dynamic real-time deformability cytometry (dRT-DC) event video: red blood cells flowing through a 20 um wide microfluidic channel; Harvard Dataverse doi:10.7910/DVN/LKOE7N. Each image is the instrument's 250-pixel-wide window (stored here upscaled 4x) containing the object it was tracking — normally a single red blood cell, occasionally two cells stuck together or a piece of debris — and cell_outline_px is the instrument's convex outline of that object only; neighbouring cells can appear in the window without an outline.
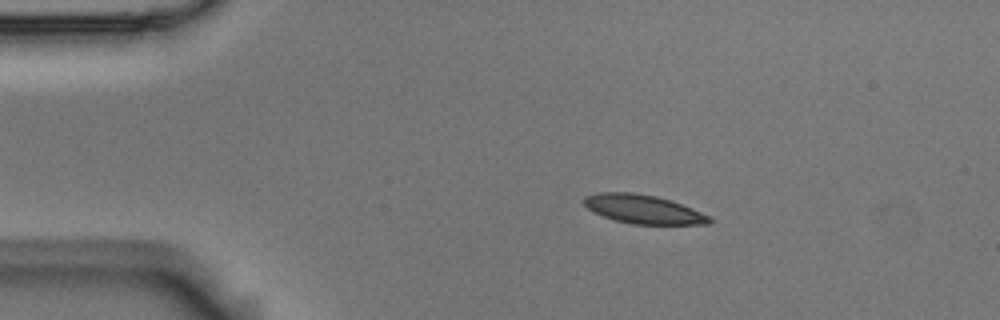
{"species": "Egyptian fruit bat (a non-hibernating species)", "species_latin": "Rousettus aegyptiacus", "temperature_condition": "room temperature", "stored_images_in_passage": 7, "camera_frame_rate_fps": 3000, "um_per_image_px": 0.085, "animal": {"sex": "male"}, "frame": {"image": 1, "passage_image": 2, "time_ms": 0.333, "image_size_px": [1000, 320], "cell_outline_px": [[712, 220], [708, 224], [632, 224], [616, 220], [604, 216], [588, 208], [584, 204], [584, 196], [600, 192], [632, 192], [656, 196], [672, 200], [712, 216]], "centroid_in_image_um": [54.72, 17.77], "position_along_channel_um": 30.3, "area_um2": 20.98}}
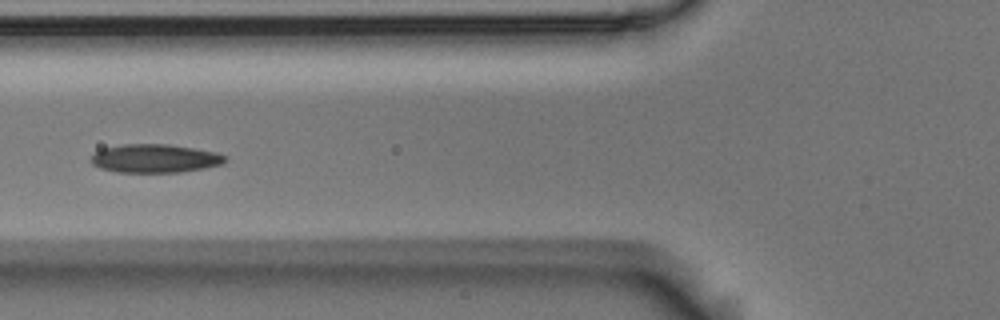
{"frame": {"image": 2, "passage_image": 5, "time_ms": 1.333, "image_size_px": [1000, 320], "cell_outline_px": [[228, 160], [224, 164], [204, 168], [180, 172], [116, 172], [100, 168], [92, 164], [88, 160], [100, 148], [124, 144], [168, 144], [216, 152], [228, 156]], "centroid_in_image_um": [13.17, 13.47], "position_along_channel_um": 112.6, "area_um2": 22.48}}
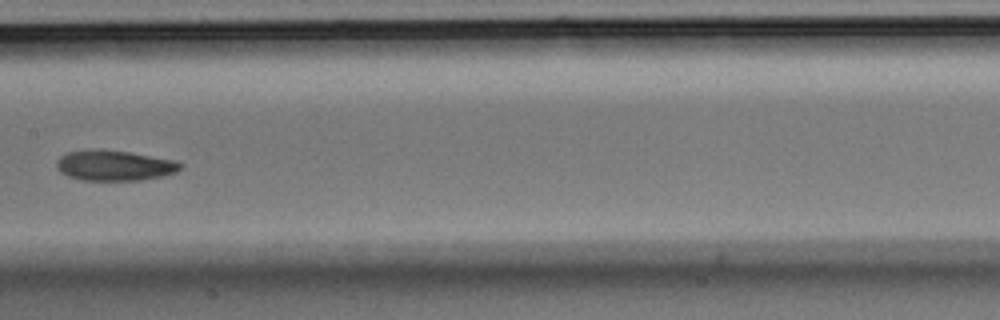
{"frame": {"image": 3, "passage_image": 7, "time_ms": 2.0, "image_size_px": [1000, 320], "cell_outline_px": [[184, 164], [176, 172], [164, 176], [140, 180], [84, 180], [68, 176], [60, 172], [56, 168], [56, 164], [60, 156], [68, 152], [128, 152], [176, 160]], "centroid_in_image_um": [9.79, 14.11], "position_along_channel_um": 197.6, "area_um2": 21.15}}